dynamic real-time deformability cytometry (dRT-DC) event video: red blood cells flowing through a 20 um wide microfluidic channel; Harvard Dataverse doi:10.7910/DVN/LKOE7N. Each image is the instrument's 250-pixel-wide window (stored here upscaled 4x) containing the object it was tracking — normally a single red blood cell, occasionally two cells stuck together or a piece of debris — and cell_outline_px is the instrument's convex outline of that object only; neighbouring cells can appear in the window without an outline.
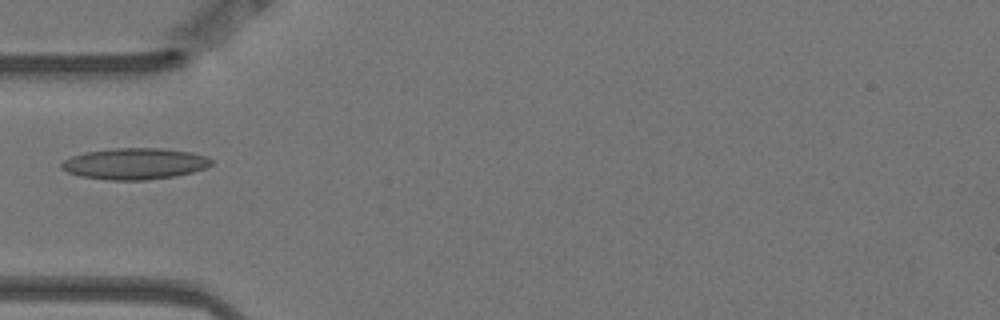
{"species": "Egyptian fruit bat (a non-hibernating species)", "species_latin": "Rousettus aegyptiacus", "temperature_condition": "warm", "stored_images_in_passage": 3, "camera_frame_rate_fps": 3000, "um_per_image_px": 0.085, "animal": {"sex": "female"}, "frame": {"image": 1, "passage_image": 1, "time_ms": 0.0, "image_size_px": [1000, 320], "cell_outline_px": [[212, 164], [204, 168], [192, 172], [176, 176], [148, 180], [108, 180], [80, 176], [68, 172], [60, 168], [60, 164], [64, 160], [72, 156], [84, 152], [116, 148], [160, 148], [192, 152], [208, 156], [212, 160]], "centroid_in_image_um": [11.46, 13.91], "position_along_channel_um": 73.5, "area_um2": 27.46}}
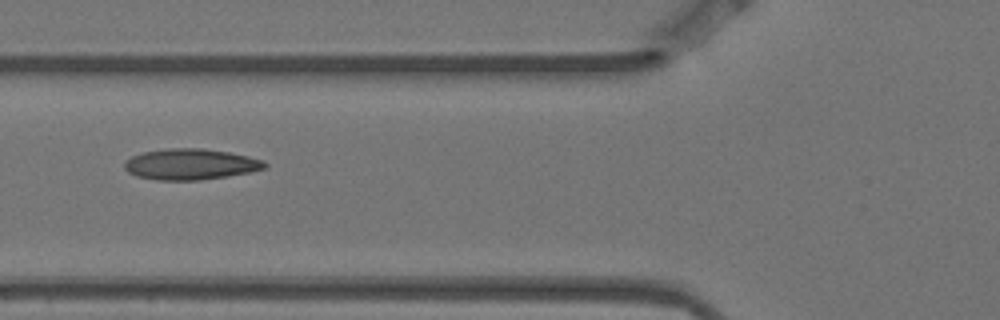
{"frame": {"image": 2, "passage_image": 2, "time_ms": 0.333, "image_size_px": [1000, 320], "cell_outline_px": [[268, 168], [228, 176], [200, 180], [156, 180], [136, 176], [128, 172], [124, 168], [124, 164], [132, 156], [144, 152], [164, 148], [200, 148], [228, 152], [248, 156], [264, 160], [268, 164]], "centroid_in_image_um": [16.21, 13.96], "position_along_channel_um": 109.6, "area_um2": 25.32}}
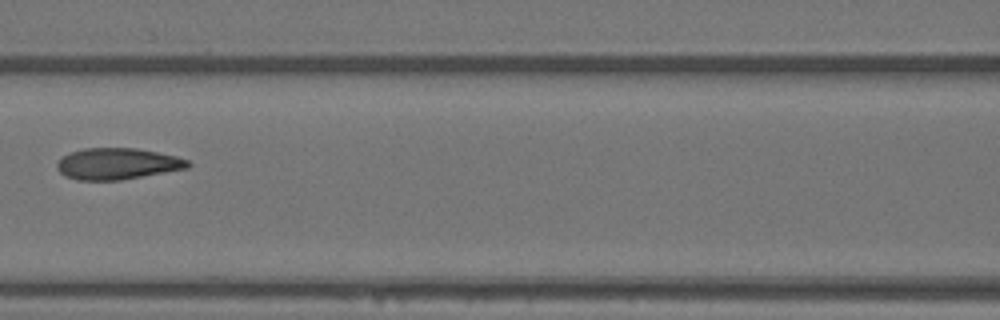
{"frame": {"image": 3, "passage_image": 3, "time_ms": 0.667, "image_size_px": [1000, 320], "cell_outline_px": [[192, 164], [188, 168], [120, 180], [76, 180], [64, 176], [56, 168], [56, 164], [64, 156], [72, 152], [84, 148], [136, 148], [176, 156], [188, 160]], "centroid_in_image_um": [9.97, 13.92], "position_along_channel_um": 156.6, "area_um2": 23.81}}